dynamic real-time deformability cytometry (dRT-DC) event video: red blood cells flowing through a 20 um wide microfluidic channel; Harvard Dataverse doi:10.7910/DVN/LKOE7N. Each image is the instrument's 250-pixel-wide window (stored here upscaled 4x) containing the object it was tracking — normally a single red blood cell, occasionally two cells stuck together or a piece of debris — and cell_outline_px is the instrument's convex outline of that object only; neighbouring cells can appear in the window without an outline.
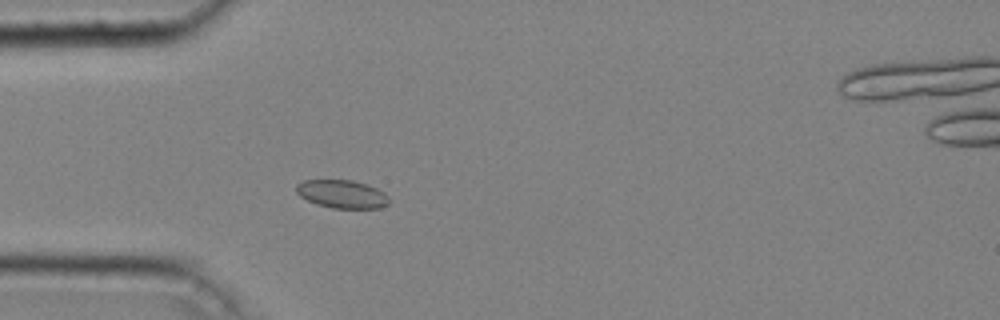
{"species": "common noctule bat (a hibernating species)", "species_latin": "Nyctalus noctula", "temperature_condition": "cold", "stored_images_in_passage": 4, "camera_frame_rate_fps": 3000, "um_per_image_px": 0.085, "animal": {"sex": "male", "body_mass_g": 20.4}, "frame": {"image": 1, "passage_image": 4, "time_ms": 1.0, "image_size_px": [1000, 320], "cell_outline_px": [[388, 204], [380, 208], [332, 208], [316, 204], [300, 196], [296, 192], [296, 184], [304, 180], [352, 180], [376, 188], [384, 192], [388, 196]], "centroid_in_image_um": [29.05, 16.5], "position_along_channel_um": 55.9, "area_um2": 15.14}}